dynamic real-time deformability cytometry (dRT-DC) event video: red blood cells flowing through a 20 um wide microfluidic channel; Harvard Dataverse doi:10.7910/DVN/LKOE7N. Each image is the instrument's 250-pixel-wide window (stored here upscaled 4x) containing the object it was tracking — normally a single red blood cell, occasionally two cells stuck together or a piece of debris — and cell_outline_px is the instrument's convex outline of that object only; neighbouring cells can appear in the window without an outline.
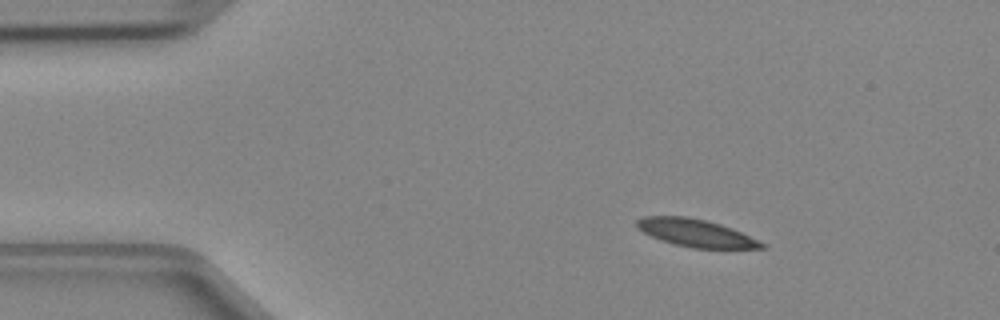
{"species": "Egyptian fruit bat (a non-hibernating species)", "species_latin": "Rousettus aegyptiacus", "temperature_condition": "cold", "stored_images_in_passage": 41, "camera_frame_rate_fps": 3000, "um_per_image_px": 0.085, "animal": {"sex": "female"}, "frame": {"image": 1, "passage_image": 1, "time_ms": 0.0, "image_size_px": [1000, 320], "cell_outline_px": [[768, 248], [692, 248], [660, 240], [636, 228], [636, 220], [644, 216], [688, 216], [708, 220], [732, 228], [764, 244]], "centroid_in_image_um": [59.1, 19.78], "position_along_channel_um": 25.9, "area_um2": 19.88}}
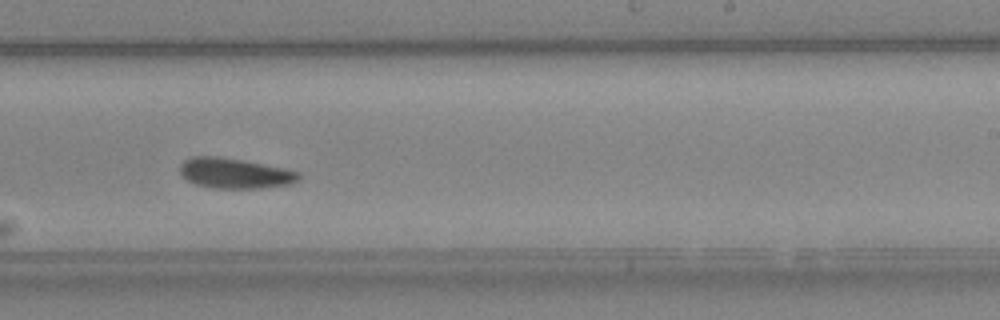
{"frame": {"image": 2, "passage_image": 23, "time_ms": 7.333, "image_size_px": [1000, 320], "cell_outline_px": [[300, 176], [292, 184], [260, 188], [212, 188], [196, 184], [188, 180], [180, 172], [180, 164], [184, 160], [192, 156], [220, 156], [244, 160], [284, 168], [300, 172]], "centroid_in_image_um": [19.95, 14.72], "position_along_channel_um": 269.0, "area_um2": 20.98}}
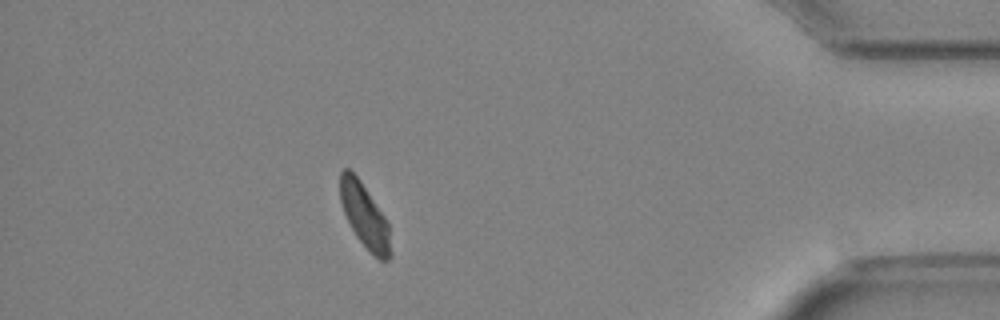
{"frame": {"image": 3, "passage_image": 36, "time_ms": 11.667, "image_size_px": [1000, 320], "cell_outline_px": [[392, 256], [388, 260], [380, 260], [356, 236], [344, 212], [340, 200], [340, 172], [344, 168], [348, 168], [360, 180], [384, 216], [388, 224]], "centroid_in_image_um": [30.99, 18.33], "position_along_channel_um": 404.2, "area_um2": 18.38}}